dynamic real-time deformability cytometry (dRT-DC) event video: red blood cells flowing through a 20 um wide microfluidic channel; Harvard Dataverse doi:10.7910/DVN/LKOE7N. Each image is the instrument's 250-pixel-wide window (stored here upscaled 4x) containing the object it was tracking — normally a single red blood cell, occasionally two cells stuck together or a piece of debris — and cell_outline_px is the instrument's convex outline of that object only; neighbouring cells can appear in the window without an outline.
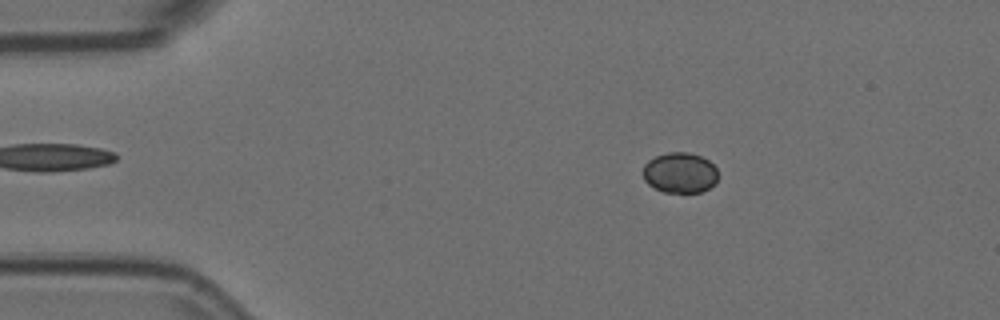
{"species": "Egyptian fruit bat (a non-hibernating species)", "species_latin": "Rousettus aegyptiacus", "temperature_condition": "room temperature", "stored_images_in_passage": 57, "camera_frame_rate_fps": 3000, "um_per_image_px": 0.085, "animal": {"sex": "female"}, "frame": {"image": 1, "passage_image": 10, "time_ms": 3.0, "image_size_px": [1000, 320], "cell_outline_px": [[716, 180], [708, 188], [700, 192], [664, 192], [648, 184], [644, 180], [644, 164], [648, 160], [656, 156], [668, 152], [688, 152], [700, 156], [708, 160], [716, 168]], "centroid_in_image_um": [57.77, 14.67], "position_along_channel_um": 27.2, "area_um2": 17.46}}
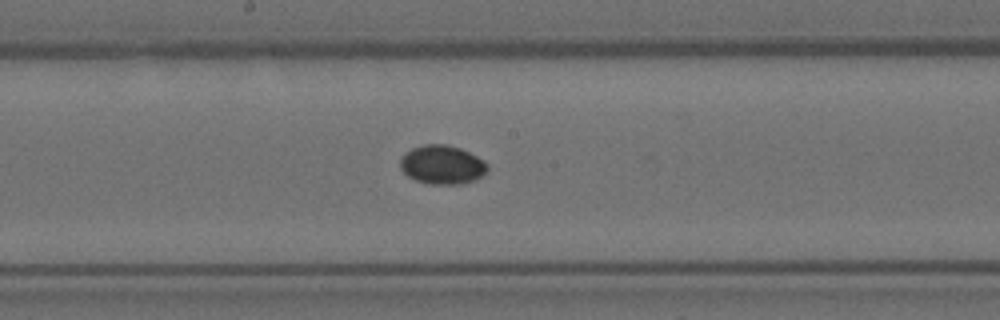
{"frame": {"image": 2, "passage_image": 30, "time_ms": 9.667, "image_size_px": [1000, 320], "cell_outline_px": [[488, 168], [476, 180], [460, 184], [428, 184], [416, 180], [408, 176], [400, 168], [400, 156], [412, 148], [424, 144], [448, 144], [460, 148], [484, 160], [488, 164]], "centroid_in_image_um": [37.56, 13.99], "position_along_channel_um": 210.6, "area_um2": 19.83}}
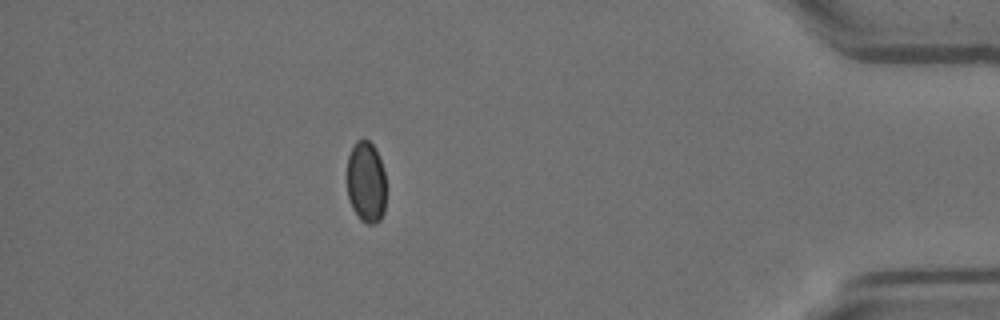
{"frame": {"image": 3, "passage_image": 50, "time_ms": 16.333, "image_size_px": [1000, 320], "cell_outline_px": [[384, 212], [380, 220], [376, 224], [368, 224], [360, 220], [352, 208], [348, 196], [348, 156], [356, 140], [368, 140], [376, 148], [384, 172]], "centroid_in_image_um": [31.11, 15.49], "position_along_channel_um": 404.1, "area_um2": 18.38}}